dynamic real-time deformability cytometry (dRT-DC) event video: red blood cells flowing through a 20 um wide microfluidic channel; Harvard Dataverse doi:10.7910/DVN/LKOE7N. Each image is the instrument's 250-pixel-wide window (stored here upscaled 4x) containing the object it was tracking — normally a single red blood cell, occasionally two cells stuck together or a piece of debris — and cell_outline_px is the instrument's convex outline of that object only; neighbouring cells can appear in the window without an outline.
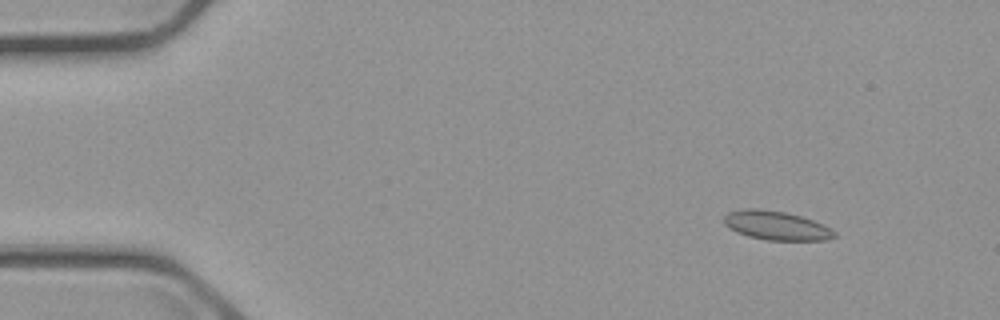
{"species": "common noctule bat (a hibernating species)", "species_latin": "Nyctalus noctula", "temperature_condition": "cold", "stored_images_in_passage": 6, "camera_frame_rate_fps": 3000, "um_per_image_px": 0.085, "animal": {"sex": "male", "body_mass_g": 23.1, "forearm_length_mm": 52.7}, "frame": {"image": 1, "passage_image": 2, "time_ms": 2.0, "image_size_px": [1000, 320], "cell_outline_px": [[836, 236], [828, 240], [768, 240], [748, 236], [736, 232], [728, 228], [724, 224], [724, 216], [728, 212], [744, 208], [756, 208], [784, 212], [800, 216], [824, 224], [832, 228], [836, 232]], "centroid_in_image_um": [65.99, 19.17], "position_along_channel_um": 19.0, "area_um2": 18.73}}